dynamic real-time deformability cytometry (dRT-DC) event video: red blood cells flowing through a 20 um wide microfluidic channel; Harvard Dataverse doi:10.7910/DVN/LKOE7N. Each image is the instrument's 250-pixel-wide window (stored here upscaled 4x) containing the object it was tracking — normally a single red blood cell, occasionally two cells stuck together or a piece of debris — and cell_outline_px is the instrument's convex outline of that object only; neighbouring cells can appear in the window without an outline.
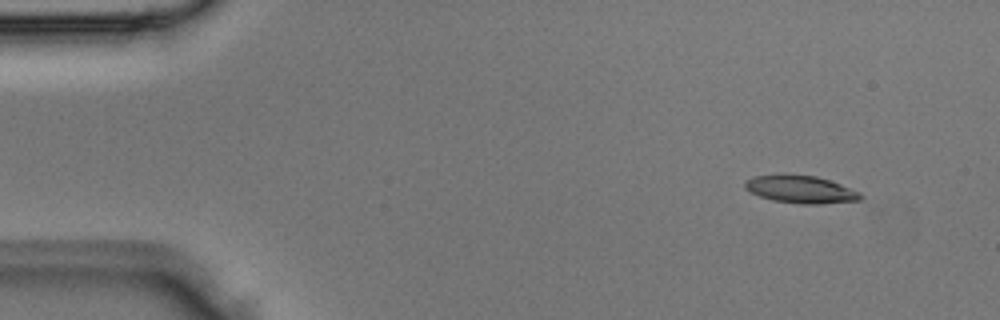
{"species": "Egyptian fruit bat (a non-hibernating species)", "species_latin": "Rousettus aegyptiacus", "temperature_condition": "room temperature", "stored_images_in_passage": 3, "camera_frame_rate_fps": 3000, "um_per_image_px": 0.085, "animal": {"sex": "male"}, "frame": {"image": 1, "passage_image": 1, "time_ms": 0.0, "image_size_px": [1000, 320], "cell_outline_px": [[864, 196], [860, 200], [820, 204], [800, 204], [772, 200], [760, 196], [744, 188], [744, 180], [756, 176], [776, 172], [784, 172], [816, 176], [840, 184], [860, 192]], "centroid_in_image_um": [68.01, 16.06], "position_along_channel_um": 17.0, "area_um2": 19.07}}
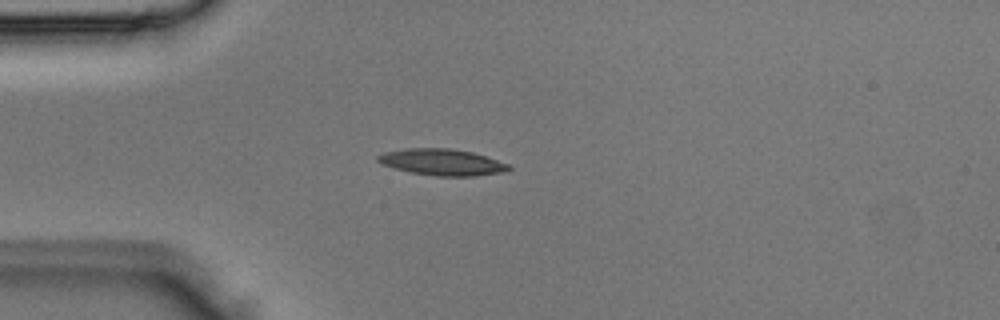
{"frame": {"image": 2, "passage_image": 3, "time_ms": 0.667, "image_size_px": [1000, 320], "cell_outline_px": [[512, 168], [508, 172], [476, 176], [436, 176], [412, 172], [392, 168], [380, 164], [376, 160], [376, 156], [384, 152], [404, 148], [448, 148], [472, 152], [508, 164]], "centroid_in_image_um": [37.55, 13.79], "position_along_channel_um": 47.5, "area_um2": 20.29}}